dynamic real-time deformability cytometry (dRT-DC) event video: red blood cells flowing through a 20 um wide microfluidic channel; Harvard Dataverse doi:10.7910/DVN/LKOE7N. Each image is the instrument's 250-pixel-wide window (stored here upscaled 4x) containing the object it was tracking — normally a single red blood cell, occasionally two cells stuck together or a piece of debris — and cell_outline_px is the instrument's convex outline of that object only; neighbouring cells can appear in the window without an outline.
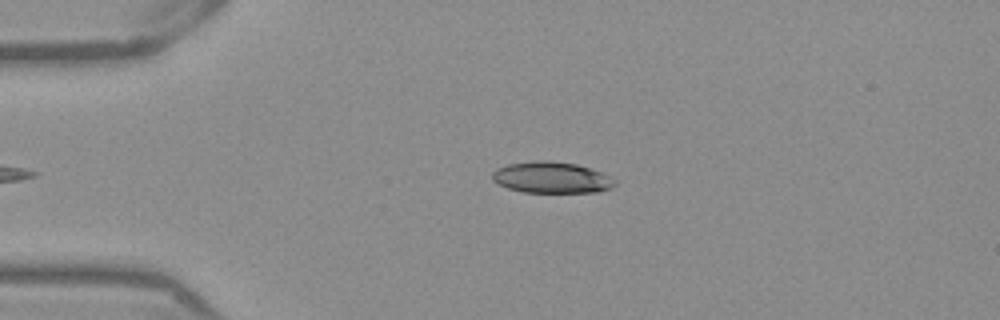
{"species": "Egyptian fruit bat (a non-hibernating species)", "species_latin": "Rousettus aegyptiacus", "temperature_condition": "warm", "stored_images_in_passage": 38, "camera_frame_rate_fps": 3000, "um_per_image_px": 0.085, "frame": {"image": 1, "passage_image": 3, "time_ms": 0.667, "image_size_px": [1000, 320], "cell_outline_px": [[616, 184], [612, 188], [600, 192], [524, 192], [508, 188], [492, 180], [492, 172], [496, 168], [508, 164], [536, 160], [548, 160], [576, 164], [600, 172], [616, 180]], "centroid_in_image_um": [46.88, 15.09], "position_along_channel_um": 38.1, "area_um2": 22.31}}
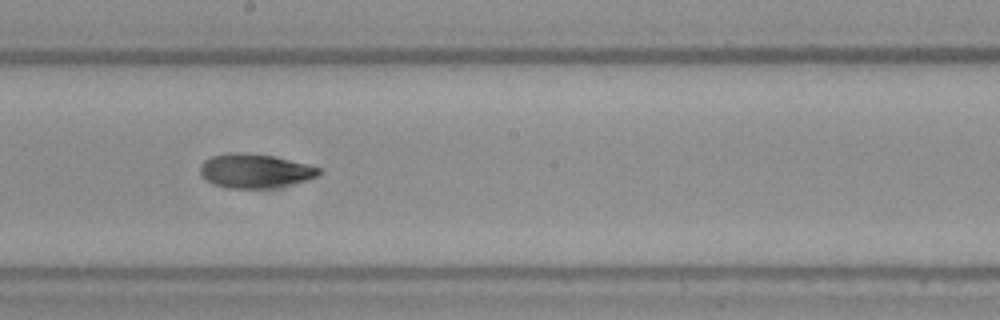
{"frame": {"image": 2, "passage_image": 20, "time_ms": 6.333, "image_size_px": [1000, 320], "cell_outline_px": [[320, 172], [316, 176], [308, 180], [272, 188], [228, 188], [212, 184], [200, 172], [200, 164], [204, 160], [212, 156], [228, 152], [244, 152], [272, 156], [308, 164], [320, 168]], "centroid_in_image_um": [21.65, 14.52], "position_along_channel_um": 226.5, "area_um2": 23.52}}
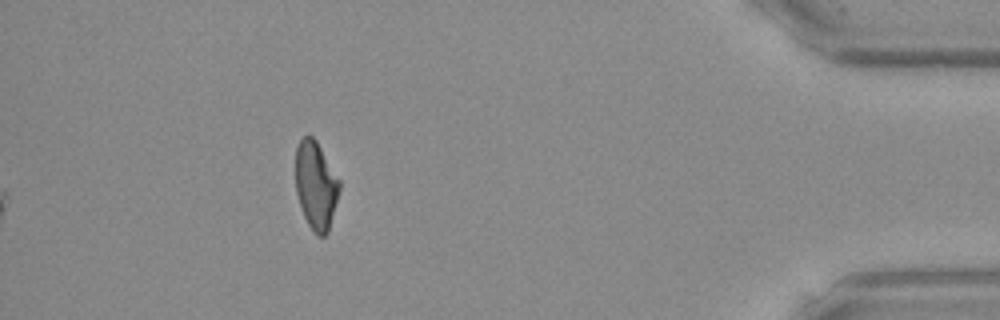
{"frame": {"image": 3, "passage_image": 38, "time_ms": 12.333, "image_size_px": [1000, 320], "cell_outline_px": [[340, 188], [328, 232], [324, 236], [316, 236], [308, 224], [304, 216], [296, 192], [296, 148], [300, 140], [308, 132], [316, 140], [340, 180]], "centroid_in_image_um": [26.85, 15.74], "position_along_channel_um": 408.4, "area_um2": 22.43}, "authors_computed_cell_mechanics": {"area_um2": 23.1489, "velocity_mm_per_s": 3.9193, "shape_relaxation_time_tau1_ms": 4.5717, "shape_relaxation_time_tau2_ms": 2.6642, "deformation_change_tau1": 0.1622, "deformation_change_tau2": 0.0852}}